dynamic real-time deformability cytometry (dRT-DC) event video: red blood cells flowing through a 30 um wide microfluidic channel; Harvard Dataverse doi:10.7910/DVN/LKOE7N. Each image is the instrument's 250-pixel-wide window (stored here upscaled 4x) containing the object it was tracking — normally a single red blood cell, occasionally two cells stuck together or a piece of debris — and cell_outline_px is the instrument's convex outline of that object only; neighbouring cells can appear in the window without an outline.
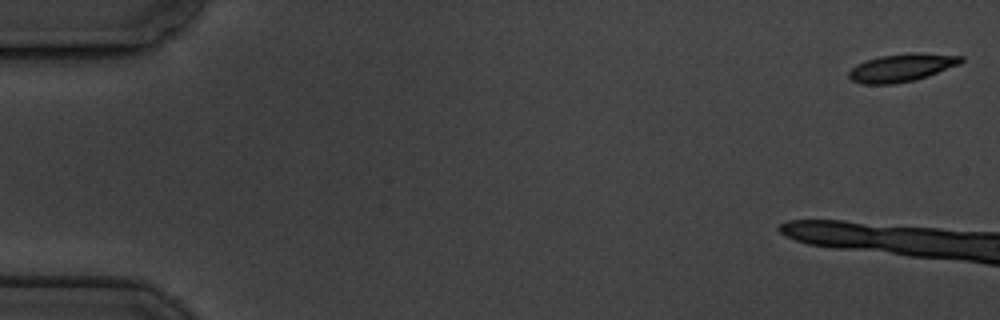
{"species": "common noctule bat (a hibernating species)", "species_latin": "Nyctalus noctula", "temperature_condition": "cold", "stored_images_in_passage": 7, "camera_frame_rate_fps": 3000, "um_per_image_px": 0.085, "animal": {"sex": "male", "body_mass_g": 19.5, "forearm_length_mm": 54.6}, "frame": {"image": 1, "passage_image": 1, "time_ms": 0.0, "image_size_px": [1000, 320], "cell_outline_px": [[964, 60], [960, 64], [928, 76], [916, 80], [892, 84], [864, 84], [852, 80], [848, 76], [848, 72], [856, 64], [864, 60], [880, 56], [912, 52], [916, 52], [964, 56]], "centroid_in_image_um": [76.65, 5.74], "position_along_channel_um": 8.3, "area_um2": 18.38}}